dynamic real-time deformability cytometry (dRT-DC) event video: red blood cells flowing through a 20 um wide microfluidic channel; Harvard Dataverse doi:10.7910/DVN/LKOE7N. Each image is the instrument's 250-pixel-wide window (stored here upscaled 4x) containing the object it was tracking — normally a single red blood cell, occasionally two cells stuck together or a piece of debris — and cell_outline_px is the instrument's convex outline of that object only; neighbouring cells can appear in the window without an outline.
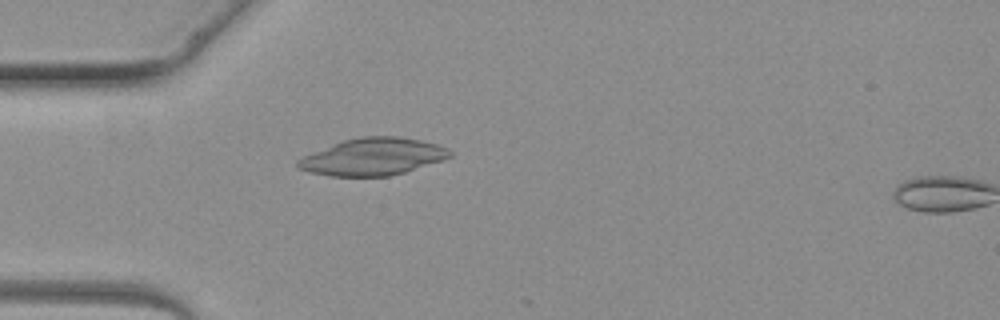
{"species": "common noctule bat (a hibernating species)", "species_latin": "Nyctalus noctula", "temperature_condition": "warm", "stored_images_in_passage": 3, "camera_frame_rate_fps": 3000, "um_per_image_px": 0.085, "animal": {"sex": "female", "body_mass_g": 19.3, "forearm_length_mm": 54.1}, "frame": {"image": 1, "passage_image": 2, "time_ms": 1.333, "image_size_px": [1000, 320], "cell_outline_px": [[452, 156], [444, 160], [404, 172], [388, 176], [332, 176], [312, 172], [300, 168], [296, 164], [296, 160], [312, 152], [344, 140], [360, 136], [396, 136], [420, 140], [436, 144], [448, 148], [452, 152]], "centroid_in_image_um": [31.73, 13.31], "position_along_channel_um": 53.3, "area_um2": 32.66}}